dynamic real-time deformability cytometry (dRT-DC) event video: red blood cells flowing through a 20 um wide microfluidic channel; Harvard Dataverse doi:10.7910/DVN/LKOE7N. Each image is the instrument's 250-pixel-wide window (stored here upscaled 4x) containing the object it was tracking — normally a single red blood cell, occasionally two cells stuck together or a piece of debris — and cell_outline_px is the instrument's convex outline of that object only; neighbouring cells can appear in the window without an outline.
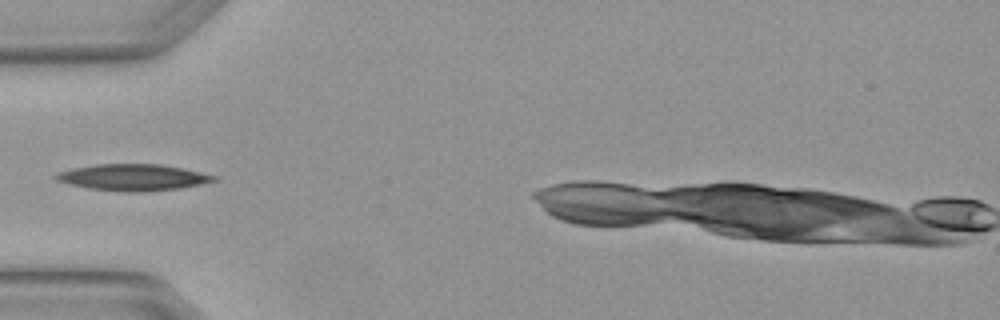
{"species": "Egyptian fruit bat (a non-hibernating species)", "species_latin": "Rousettus aegyptiacus", "temperature_condition": "warm", "stored_images_in_passage": 2, "camera_frame_rate_fps": 3000, "um_per_image_px": 0.085, "animal": {"sex": "female"}, "frame": {"image": 1, "passage_image": 2, "time_ms": 0.333, "image_size_px": [1000, 320], "cell_outline_px": [[216, 180], [200, 184], [180, 188], [140, 192], [128, 192], [88, 188], [68, 184], [56, 180], [52, 176], [56, 172], [72, 168], [96, 164], [160, 164], [180, 168], [216, 176]], "centroid_in_image_um": [11.21, 15.07], "position_along_channel_um": 73.8, "area_um2": 24.16}}